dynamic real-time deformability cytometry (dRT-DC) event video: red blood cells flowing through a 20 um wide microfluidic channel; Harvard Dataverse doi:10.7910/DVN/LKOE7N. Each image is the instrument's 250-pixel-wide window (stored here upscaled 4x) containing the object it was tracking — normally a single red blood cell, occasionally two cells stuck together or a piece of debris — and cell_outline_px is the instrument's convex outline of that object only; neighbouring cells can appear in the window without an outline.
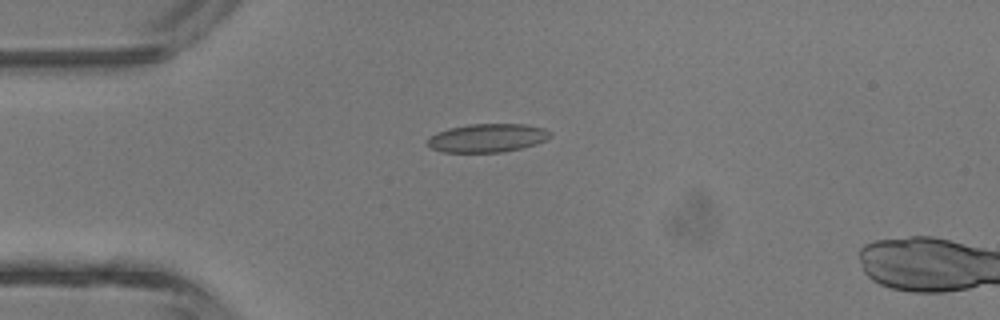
{"species": "common noctule bat (a hibernating species)", "species_latin": "Nyctalus noctula", "temperature_condition": "room temperature", "stored_images_in_passage": 5, "camera_frame_rate_fps": 3000, "um_per_image_px": 0.085, "animal": {"sex": "male", "body_mass_g": 13.3}, "frame": {"image": 1, "passage_image": 4, "time_ms": 3.333, "image_size_px": [1000, 320], "cell_outline_px": [[552, 136], [536, 144], [520, 148], [500, 152], [444, 152], [432, 148], [428, 144], [428, 136], [436, 132], [448, 128], [468, 124], [524, 124], [544, 128], [552, 132]], "centroid_in_image_um": [41.42, 11.71], "position_along_channel_um": 43.6, "area_um2": 20.35}}